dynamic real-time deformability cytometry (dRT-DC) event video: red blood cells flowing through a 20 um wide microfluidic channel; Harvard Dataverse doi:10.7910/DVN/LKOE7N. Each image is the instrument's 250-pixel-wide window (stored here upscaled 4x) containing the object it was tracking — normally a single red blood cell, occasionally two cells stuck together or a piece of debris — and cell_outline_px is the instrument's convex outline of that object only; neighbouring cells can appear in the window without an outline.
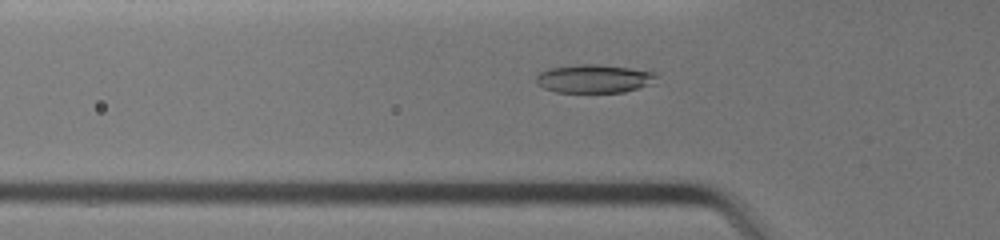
{"species": "common noctule bat (a hibernating species)", "species_latin": "Nyctalus noctula", "temperature_condition": "warm", "stored_images_in_passage": 2, "camera_frame_rate_fps": 3000, "um_per_image_px": 0.085, "animal": {"sex": "female", "body_mass_g": 19.0, "forearm_length_mm": 51.5}, "frame": {"image": 1, "passage_image": 2, "time_ms": 0.333, "image_size_px": [1000, 240], "cell_outline_px": [[656, 84], [624, 92], [556, 92], [544, 88], [536, 84], [536, 76], [540, 72], [548, 68], [580, 64], [596, 64], [628, 68], [656, 72]], "centroid_in_image_um": [50.52, 6.69], "position_along_channel_um": 75.3, "area_um2": 20.06}}